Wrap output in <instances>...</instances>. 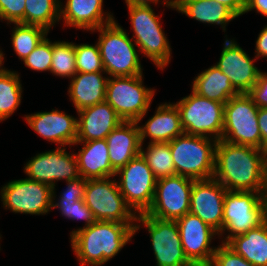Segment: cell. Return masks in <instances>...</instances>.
<instances>
[{
	"label": "cell",
	"mask_w": 267,
	"mask_h": 266,
	"mask_svg": "<svg viewBox=\"0 0 267 266\" xmlns=\"http://www.w3.org/2000/svg\"><path fill=\"white\" fill-rule=\"evenodd\" d=\"M83 200L96 221L136 222L137 214L120 193L115 177L87 179Z\"/></svg>",
	"instance_id": "30bf717a"
},
{
	"label": "cell",
	"mask_w": 267,
	"mask_h": 266,
	"mask_svg": "<svg viewBox=\"0 0 267 266\" xmlns=\"http://www.w3.org/2000/svg\"><path fill=\"white\" fill-rule=\"evenodd\" d=\"M61 0H26L25 24L43 27L47 31L60 22Z\"/></svg>",
	"instance_id": "4dcf8cb0"
},
{
	"label": "cell",
	"mask_w": 267,
	"mask_h": 266,
	"mask_svg": "<svg viewBox=\"0 0 267 266\" xmlns=\"http://www.w3.org/2000/svg\"><path fill=\"white\" fill-rule=\"evenodd\" d=\"M26 0H0V20L25 24Z\"/></svg>",
	"instance_id": "8d00e7d4"
},
{
	"label": "cell",
	"mask_w": 267,
	"mask_h": 266,
	"mask_svg": "<svg viewBox=\"0 0 267 266\" xmlns=\"http://www.w3.org/2000/svg\"><path fill=\"white\" fill-rule=\"evenodd\" d=\"M252 10L267 17V0H246L244 14Z\"/></svg>",
	"instance_id": "b9f144b4"
},
{
	"label": "cell",
	"mask_w": 267,
	"mask_h": 266,
	"mask_svg": "<svg viewBox=\"0 0 267 266\" xmlns=\"http://www.w3.org/2000/svg\"><path fill=\"white\" fill-rule=\"evenodd\" d=\"M48 33L49 31L40 26L14 23L11 43L15 54L23 61Z\"/></svg>",
	"instance_id": "1f68e13d"
},
{
	"label": "cell",
	"mask_w": 267,
	"mask_h": 266,
	"mask_svg": "<svg viewBox=\"0 0 267 266\" xmlns=\"http://www.w3.org/2000/svg\"><path fill=\"white\" fill-rule=\"evenodd\" d=\"M217 142L213 138L185 133L168 142L176 174L193 180L213 178Z\"/></svg>",
	"instance_id": "277c9868"
},
{
	"label": "cell",
	"mask_w": 267,
	"mask_h": 266,
	"mask_svg": "<svg viewBox=\"0 0 267 266\" xmlns=\"http://www.w3.org/2000/svg\"><path fill=\"white\" fill-rule=\"evenodd\" d=\"M134 227L135 223L96 221L70 237L72 250L81 266H102L132 241Z\"/></svg>",
	"instance_id": "7a4b0ae2"
},
{
	"label": "cell",
	"mask_w": 267,
	"mask_h": 266,
	"mask_svg": "<svg viewBox=\"0 0 267 266\" xmlns=\"http://www.w3.org/2000/svg\"><path fill=\"white\" fill-rule=\"evenodd\" d=\"M109 159L117 171L126 166L141 151L139 124L136 121H122L107 137Z\"/></svg>",
	"instance_id": "7402d4cb"
},
{
	"label": "cell",
	"mask_w": 267,
	"mask_h": 266,
	"mask_svg": "<svg viewBox=\"0 0 267 266\" xmlns=\"http://www.w3.org/2000/svg\"><path fill=\"white\" fill-rule=\"evenodd\" d=\"M116 176L119 177L117 184L126 203L137 215L146 213L153 203L157 178L142 155L117 170Z\"/></svg>",
	"instance_id": "7c38bea8"
},
{
	"label": "cell",
	"mask_w": 267,
	"mask_h": 266,
	"mask_svg": "<svg viewBox=\"0 0 267 266\" xmlns=\"http://www.w3.org/2000/svg\"><path fill=\"white\" fill-rule=\"evenodd\" d=\"M4 54L2 52V49H0V72L5 68L4 65ZM3 66V67H2Z\"/></svg>",
	"instance_id": "bcb514c9"
},
{
	"label": "cell",
	"mask_w": 267,
	"mask_h": 266,
	"mask_svg": "<svg viewBox=\"0 0 267 266\" xmlns=\"http://www.w3.org/2000/svg\"><path fill=\"white\" fill-rule=\"evenodd\" d=\"M67 188L60 193L58 200L56 199V191L53 189L52 210L58 208L62 216L72 220H84V227L74 229L70 233V237L79 229L86 228L96 222L92 211L84 203V194L87 180L79 177L74 180L67 181ZM56 200V201H55Z\"/></svg>",
	"instance_id": "d4e9b609"
},
{
	"label": "cell",
	"mask_w": 267,
	"mask_h": 266,
	"mask_svg": "<svg viewBox=\"0 0 267 266\" xmlns=\"http://www.w3.org/2000/svg\"><path fill=\"white\" fill-rule=\"evenodd\" d=\"M258 110L247 94L231 97L224 105L222 140L262 150Z\"/></svg>",
	"instance_id": "ba28073f"
},
{
	"label": "cell",
	"mask_w": 267,
	"mask_h": 266,
	"mask_svg": "<svg viewBox=\"0 0 267 266\" xmlns=\"http://www.w3.org/2000/svg\"><path fill=\"white\" fill-rule=\"evenodd\" d=\"M174 104L179 111L185 134L221 140L225 104L209 100L193 91Z\"/></svg>",
	"instance_id": "9c48e42d"
},
{
	"label": "cell",
	"mask_w": 267,
	"mask_h": 266,
	"mask_svg": "<svg viewBox=\"0 0 267 266\" xmlns=\"http://www.w3.org/2000/svg\"><path fill=\"white\" fill-rule=\"evenodd\" d=\"M226 189L215 178L194 180L190 195V213L198 216L218 233L223 228Z\"/></svg>",
	"instance_id": "e0dca14e"
},
{
	"label": "cell",
	"mask_w": 267,
	"mask_h": 266,
	"mask_svg": "<svg viewBox=\"0 0 267 266\" xmlns=\"http://www.w3.org/2000/svg\"><path fill=\"white\" fill-rule=\"evenodd\" d=\"M142 225L150 235L156 266H185L190 262L185 256L175 220H162L143 213L137 215L135 234Z\"/></svg>",
	"instance_id": "8fae6325"
},
{
	"label": "cell",
	"mask_w": 267,
	"mask_h": 266,
	"mask_svg": "<svg viewBox=\"0 0 267 266\" xmlns=\"http://www.w3.org/2000/svg\"><path fill=\"white\" fill-rule=\"evenodd\" d=\"M28 126L44 140L60 146H69L76 142L77 117L66 114L64 111L52 109V111L36 112L24 115ZM71 146V147H70Z\"/></svg>",
	"instance_id": "d6986e66"
},
{
	"label": "cell",
	"mask_w": 267,
	"mask_h": 266,
	"mask_svg": "<svg viewBox=\"0 0 267 266\" xmlns=\"http://www.w3.org/2000/svg\"><path fill=\"white\" fill-rule=\"evenodd\" d=\"M103 10V0H66L64 6L60 2V20L64 26L92 31L115 20Z\"/></svg>",
	"instance_id": "44dd1931"
},
{
	"label": "cell",
	"mask_w": 267,
	"mask_h": 266,
	"mask_svg": "<svg viewBox=\"0 0 267 266\" xmlns=\"http://www.w3.org/2000/svg\"><path fill=\"white\" fill-rule=\"evenodd\" d=\"M175 221L187 259L190 262L211 261L217 247L210 245L219 233L190 212Z\"/></svg>",
	"instance_id": "ac0fdd59"
},
{
	"label": "cell",
	"mask_w": 267,
	"mask_h": 266,
	"mask_svg": "<svg viewBox=\"0 0 267 266\" xmlns=\"http://www.w3.org/2000/svg\"><path fill=\"white\" fill-rule=\"evenodd\" d=\"M143 74L109 77L105 101L123 121H136L140 125L154 99L155 89L147 88Z\"/></svg>",
	"instance_id": "52a82bcc"
},
{
	"label": "cell",
	"mask_w": 267,
	"mask_h": 266,
	"mask_svg": "<svg viewBox=\"0 0 267 266\" xmlns=\"http://www.w3.org/2000/svg\"><path fill=\"white\" fill-rule=\"evenodd\" d=\"M219 61L215 63L221 72L230 80L234 89L239 93H248L255 85L260 69L254 65L255 57L249 55L239 46L235 39H225Z\"/></svg>",
	"instance_id": "2e32d148"
},
{
	"label": "cell",
	"mask_w": 267,
	"mask_h": 266,
	"mask_svg": "<svg viewBox=\"0 0 267 266\" xmlns=\"http://www.w3.org/2000/svg\"><path fill=\"white\" fill-rule=\"evenodd\" d=\"M132 39L141 54L149 58L157 68L165 69L172 56L171 46L162 27L160 16L151 6L127 5Z\"/></svg>",
	"instance_id": "5b68a950"
},
{
	"label": "cell",
	"mask_w": 267,
	"mask_h": 266,
	"mask_svg": "<svg viewBox=\"0 0 267 266\" xmlns=\"http://www.w3.org/2000/svg\"><path fill=\"white\" fill-rule=\"evenodd\" d=\"M162 1V5H165L167 8L175 9V0H125L126 5H137V6H152L158 4Z\"/></svg>",
	"instance_id": "ee69618b"
},
{
	"label": "cell",
	"mask_w": 267,
	"mask_h": 266,
	"mask_svg": "<svg viewBox=\"0 0 267 266\" xmlns=\"http://www.w3.org/2000/svg\"><path fill=\"white\" fill-rule=\"evenodd\" d=\"M247 94L258 108H267V72L261 71L255 85Z\"/></svg>",
	"instance_id": "f35d334b"
},
{
	"label": "cell",
	"mask_w": 267,
	"mask_h": 266,
	"mask_svg": "<svg viewBox=\"0 0 267 266\" xmlns=\"http://www.w3.org/2000/svg\"><path fill=\"white\" fill-rule=\"evenodd\" d=\"M139 130L141 144L146 138H150L149 143H168L184 134L179 111L170 102L160 104L154 115L139 126Z\"/></svg>",
	"instance_id": "603a6c76"
},
{
	"label": "cell",
	"mask_w": 267,
	"mask_h": 266,
	"mask_svg": "<svg viewBox=\"0 0 267 266\" xmlns=\"http://www.w3.org/2000/svg\"><path fill=\"white\" fill-rule=\"evenodd\" d=\"M193 182L177 174L157 179L153 203L146 214L162 220H177L189 213Z\"/></svg>",
	"instance_id": "5bb4252c"
},
{
	"label": "cell",
	"mask_w": 267,
	"mask_h": 266,
	"mask_svg": "<svg viewBox=\"0 0 267 266\" xmlns=\"http://www.w3.org/2000/svg\"><path fill=\"white\" fill-rule=\"evenodd\" d=\"M266 181H267V151H266Z\"/></svg>",
	"instance_id": "c3c4849f"
},
{
	"label": "cell",
	"mask_w": 267,
	"mask_h": 266,
	"mask_svg": "<svg viewBox=\"0 0 267 266\" xmlns=\"http://www.w3.org/2000/svg\"><path fill=\"white\" fill-rule=\"evenodd\" d=\"M75 54L77 73L105 72L97 43L75 44Z\"/></svg>",
	"instance_id": "e575fe53"
},
{
	"label": "cell",
	"mask_w": 267,
	"mask_h": 266,
	"mask_svg": "<svg viewBox=\"0 0 267 266\" xmlns=\"http://www.w3.org/2000/svg\"><path fill=\"white\" fill-rule=\"evenodd\" d=\"M175 10L202 23L226 26L238 16L227 6L213 0H175Z\"/></svg>",
	"instance_id": "4316f807"
},
{
	"label": "cell",
	"mask_w": 267,
	"mask_h": 266,
	"mask_svg": "<svg viewBox=\"0 0 267 266\" xmlns=\"http://www.w3.org/2000/svg\"><path fill=\"white\" fill-rule=\"evenodd\" d=\"M212 261L215 266H254L226 243L217 246Z\"/></svg>",
	"instance_id": "74e56055"
},
{
	"label": "cell",
	"mask_w": 267,
	"mask_h": 266,
	"mask_svg": "<svg viewBox=\"0 0 267 266\" xmlns=\"http://www.w3.org/2000/svg\"><path fill=\"white\" fill-rule=\"evenodd\" d=\"M264 201H265V215H266V221H267V189L264 193Z\"/></svg>",
	"instance_id": "7dc6e473"
},
{
	"label": "cell",
	"mask_w": 267,
	"mask_h": 266,
	"mask_svg": "<svg viewBox=\"0 0 267 266\" xmlns=\"http://www.w3.org/2000/svg\"><path fill=\"white\" fill-rule=\"evenodd\" d=\"M94 31L99 32L97 44L104 71L109 77L143 74V66L135 47L137 45L119 23L114 20L91 32Z\"/></svg>",
	"instance_id": "3957f363"
},
{
	"label": "cell",
	"mask_w": 267,
	"mask_h": 266,
	"mask_svg": "<svg viewBox=\"0 0 267 266\" xmlns=\"http://www.w3.org/2000/svg\"><path fill=\"white\" fill-rule=\"evenodd\" d=\"M22 89L17 71L4 68L0 72V122L7 120L19 108Z\"/></svg>",
	"instance_id": "f546056e"
},
{
	"label": "cell",
	"mask_w": 267,
	"mask_h": 266,
	"mask_svg": "<svg viewBox=\"0 0 267 266\" xmlns=\"http://www.w3.org/2000/svg\"><path fill=\"white\" fill-rule=\"evenodd\" d=\"M258 125L262 139V150L267 151V108H259Z\"/></svg>",
	"instance_id": "60d3db41"
},
{
	"label": "cell",
	"mask_w": 267,
	"mask_h": 266,
	"mask_svg": "<svg viewBox=\"0 0 267 266\" xmlns=\"http://www.w3.org/2000/svg\"><path fill=\"white\" fill-rule=\"evenodd\" d=\"M230 8L238 17L244 14L246 0H213Z\"/></svg>",
	"instance_id": "7bdbcfd3"
},
{
	"label": "cell",
	"mask_w": 267,
	"mask_h": 266,
	"mask_svg": "<svg viewBox=\"0 0 267 266\" xmlns=\"http://www.w3.org/2000/svg\"><path fill=\"white\" fill-rule=\"evenodd\" d=\"M75 43L54 41L50 73L59 77L72 78L76 73Z\"/></svg>",
	"instance_id": "836d02e7"
},
{
	"label": "cell",
	"mask_w": 267,
	"mask_h": 266,
	"mask_svg": "<svg viewBox=\"0 0 267 266\" xmlns=\"http://www.w3.org/2000/svg\"><path fill=\"white\" fill-rule=\"evenodd\" d=\"M185 266H215L213 261H193L187 263Z\"/></svg>",
	"instance_id": "f6af8a7d"
},
{
	"label": "cell",
	"mask_w": 267,
	"mask_h": 266,
	"mask_svg": "<svg viewBox=\"0 0 267 266\" xmlns=\"http://www.w3.org/2000/svg\"><path fill=\"white\" fill-rule=\"evenodd\" d=\"M265 192L227 190L224 197L223 228L218 235L227 243L236 235L255 229L266 221ZM228 232L227 236H223ZM224 233V234H223Z\"/></svg>",
	"instance_id": "8992f818"
},
{
	"label": "cell",
	"mask_w": 267,
	"mask_h": 266,
	"mask_svg": "<svg viewBox=\"0 0 267 266\" xmlns=\"http://www.w3.org/2000/svg\"><path fill=\"white\" fill-rule=\"evenodd\" d=\"M255 56L257 59L259 57L267 58V25L260 31L256 40Z\"/></svg>",
	"instance_id": "ab89813d"
},
{
	"label": "cell",
	"mask_w": 267,
	"mask_h": 266,
	"mask_svg": "<svg viewBox=\"0 0 267 266\" xmlns=\"http://www.w3.org/2000/svg\"><path fill=\"white\" fill-rule=\"evenodd\" d=\"M23 168L27 179L47 184L53 189L60 180L67 182L81 177L75 152L68 153L65 146L37 153Z\"/></svg>",
	"instance_id": "9a60e30c"
},
{
	"label": "cell",
	"mask_w": 267,
	"mask_h": 266,
	"mask_svg": "<svg viewBox=\"0 0 267 266\" xmlns=\"http://www.w3.org/2000/svg\"><path fill=\"white\" fill-rule=\"evenodd\" d=\"M79 144H82V148L78 153L75 152V156L81 177L86 180L115 177L116 171L110 164L106 139L75 142L73 145Z\"/></svg>",
	"instance_id": "cb8c5ba5"
},
{
	"label": "cell",
	"mask_w": 267,
	"mask_h": 266,
	"mask_svg": "<svg viewBox=\"0 0 267 266\" xmlns=\"http://www.w3.org/2000/svg\"><path fill=\"white\" fill-rule=\"evenodd\" d=\"M0 198L13 213L46 215L52 210L53 188L27 178L11 180L1 187Z\"/></svg>",
	"instance_id": "4fadbf2b"
},
{
	"label": "cell",
	"mask_w": 267,
	"mask_h": 266,
	"mask_svg": "<svg viewBox=\"0 0 267 266\" xmlns=\"http://www.w3.org/2000/svg\"><path fill=\"white\" fill-rule=\"evenodd\" d=\"M140 154L157 179L176 175L169 143H148L146 150L142 144Z\"/></svg>",
	"instance_id": "d6a6232c"
},
{
	"label": "cell",
	"mask_w": 267,
	"mask_h": 266,
	"mask_svg": "<svg viewBox=\"0 0 267 266\" xmlns=\"http://www.w3.org/2000/svg\"><path fill=\"white\" fill-rule=\"evenodd\" d=\"M102 74L106 73H76L71 78L67 94L77 111L105 101L109 76Z\"/></svg>",
	"instance_id": "484cf974"
},
{
	"label": "cell",
	"mask_w": 267,
	"mask_h": 266,
	"mask_svg": "<svg viewBox=\"0 0 267 266\" xmlns=\"http://www.w3.org/2000/svg\"><path fill=\"white\" fill-rule=\"evenodd\" d=\"M76 112L78 114L76 142L106 139L123 121L106 101Z\"/></svg>",
	"instance_id": "ffe728a7"
},
{
	"label": "cell",
	"mask_w": 267,
	"mask_h": 266,
	"mask_svg": "<svg viewBox=\"0 0 267 266\" xmlns=\"http://www.w3.org/2000/svg\"><path fill=\"white\" fill-rule=\"evenodd\" d=\"M192 91L223 104L239 94L230 83L229 78L215 65L197 74L192 82Z\"/></svg>",
	"instance_id": "83f0119b"
},
{
	"label": "cell",
	"mask_w": 267,
	"mask_h": 266,
	"mask_svg": "<svg viewBox=\"0 0 267 266\" xmlns=\"http://www.w3.org/2000/svg\"><path fill=\"white\" fill-rule=\"evenodd\" d=\"M53 54V42L47 38L42 42L23 60V64L29 69L37 72H45L51 70Z\"/></svg>",
	"instance_id": "d590c367"
},
{
	"label": "cell",
	"mask_w": 267,
	"mask_h": 266,
	"mask_svg": "<svg viewBox=\"0 0 267 266\" xmlns=\"http://www.w3.org/2000/svg\"><path fill=\"white\" fill-rule=\"evenodd\" d=\"M213 178L226 190L265 192L266 151L219 140Z\"/></svg>",
	"instance_id": "6da1fadb"
},
{
	"label": "cell",
	"mask_w": 267,
	"mask_h": 266,
	"mask_svg": "<svg viewBox=\"0 0 267 266\" xmlns=\"http://www.w3.org/2000/svg\"><path fill=\"white\" fill-rule=\"evenodd\" d=\"M237 254L254 266H267V221L227 243Z\"/></svg>",
	"instance_id": "f1b7e54d"
}]
</instances>
